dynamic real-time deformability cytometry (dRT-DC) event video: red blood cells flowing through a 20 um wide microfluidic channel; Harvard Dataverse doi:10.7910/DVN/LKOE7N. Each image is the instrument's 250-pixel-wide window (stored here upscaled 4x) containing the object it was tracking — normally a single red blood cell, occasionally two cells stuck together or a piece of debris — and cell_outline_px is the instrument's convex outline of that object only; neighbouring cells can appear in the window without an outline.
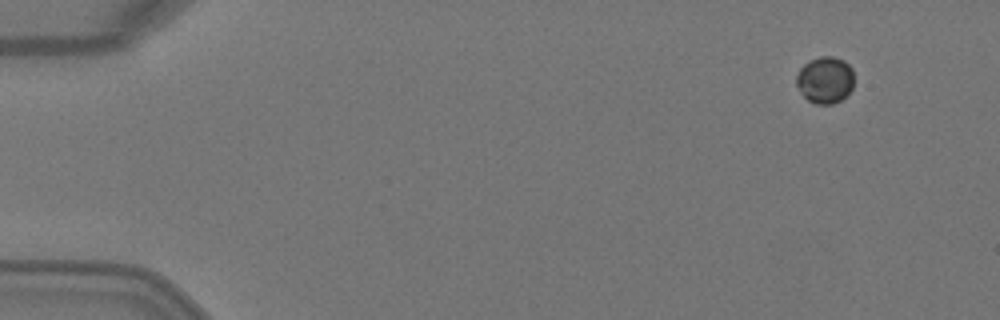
{"species": "Egyptian fruit bat (a non-hibernating species)", "species_latin": "Rousettus aegyptiacus", "temperature_condition": "warm", "stored_images_in_passage": 5, "segment_of_instrument_passage": [2, 2], "camera_frame_rate_fps": 3000, "um_per_image_px": 0.085, "animal": {"sex": "female"}, "frame": {"image": 1, "passage_image": 5, "time_ms": 1.333, "image_size_px": [1000, 320], "cell_outline_px": [[852, 88], [840, 100], [832, 104], [816, 104], [808, 100], [800, 92], [796, 84], [796, 76], [800, 68], [808, 60], [820, 56], [832, 56], [844, 60], [852, 68]], "centroid_in_image_um": [70.1, 6.78], "position_along_channel_um": 14.9, "area_um2": 15.66}}